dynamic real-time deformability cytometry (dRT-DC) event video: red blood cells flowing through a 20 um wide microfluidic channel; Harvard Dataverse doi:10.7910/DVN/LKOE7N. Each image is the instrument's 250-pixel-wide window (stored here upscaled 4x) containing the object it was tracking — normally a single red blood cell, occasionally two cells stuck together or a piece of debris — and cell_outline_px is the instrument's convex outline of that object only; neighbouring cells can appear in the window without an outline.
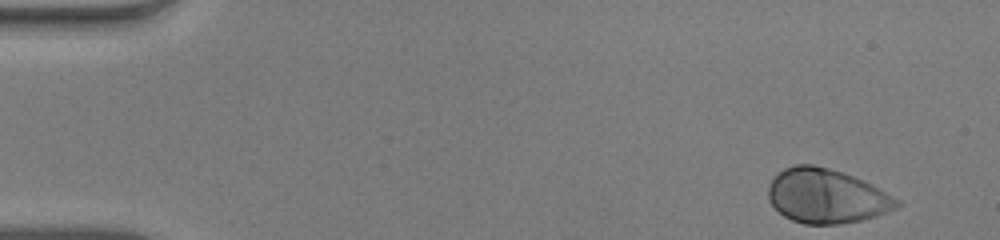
{"species": "human", "species_latin": "Homo sapiens", "temperature_condition": "warm", "stored_images_in_passage": 50, "camera_frame_rate_fps": 3000, "um_per_image_px": 0.085, "donor": {"sex": "male"}, "frame": {"image": 1, "passage_image": 1, "time_ms": 0.0, "image_size_px": [1000, 240], "cell_outline_px": [[904, 204], [896, 208], [876, 216], [860, 220], [840, 224], [804, 224], [792, 220], [784, 216], [768, 200], [768, 184], [784, 168], [796, 164], [812, 164], [844, 172], [864, 180], [872, 184], [900, 200]], "centroid_in_image_um": [70.27, 16.66], "position_along_channel_um": 14.7, "area_um2": 40.81}}
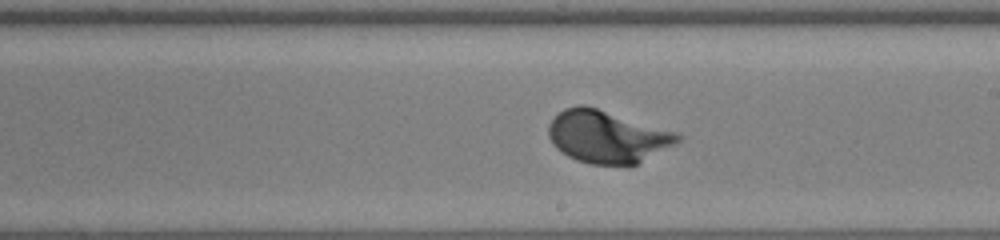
{"frame": {"image": 2, "passage_image": 28, "time_ms": 9.0, "image_size_px": [1000, 240], "cell_outline_px": [[680, 140], [676, 144], [636, 164], [592, 164], [576, 160], [560, 152], [552, 144], [548, 136], [548, 124], [564, 108], [580, 104], [584, 104], [676, 132], [680, 136]], "centroid_in_image_um": [51.57, 11.61], "position_along_channel_um": 237.4, "area_um2": 39.13}}
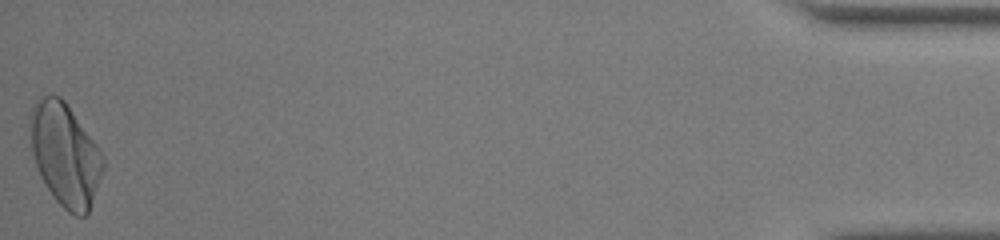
{"frame": {"image": 3, "passage_image": 50, "time_ms": 16.333, "image_size_px": [1000, 240], "cell_outline_px": [[104, 168], [88, 212], [84, 216], [76, 216], [68, 212], [56, 200], [40, 176], [32, 152], [28, 124], [28, 116], [32, 108], [40, 96], [60, 96], [64, 100], [100, 148], [104, 156]], "centroid_in_image_um": [5.52, 13.12], "position_along_channel_um": 429.7, "area_um2": 43.58}, "authors_computed_cell_mechanics": {"area_um2": 39.0728, "velocity_mm_per_s": 3.9041, "shape_relaxation_time_tau1_ms": 1.8593, "shape_relaxation_time_tau2_ms": null, "deformation_change_tau1": 0.1565, "deformation_change_tau2": null}}